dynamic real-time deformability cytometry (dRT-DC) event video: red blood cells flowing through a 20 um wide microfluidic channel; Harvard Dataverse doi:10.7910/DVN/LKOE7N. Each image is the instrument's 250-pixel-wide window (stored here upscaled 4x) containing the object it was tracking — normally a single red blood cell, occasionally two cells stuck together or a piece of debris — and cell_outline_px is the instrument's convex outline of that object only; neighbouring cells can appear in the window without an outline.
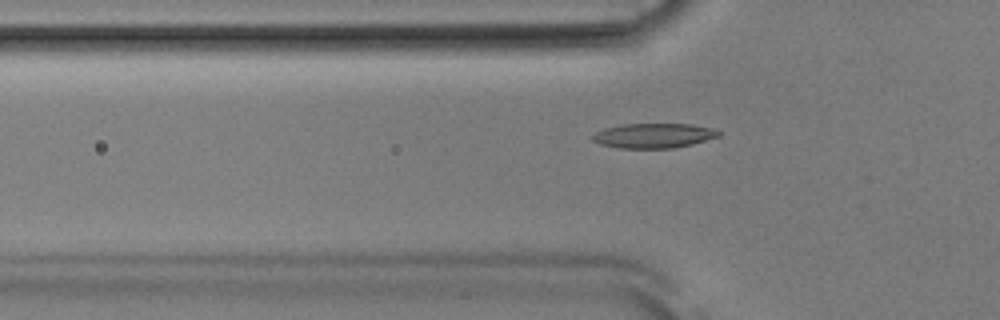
{"species": "Egyptian fruit bat (a non-hibernating species)", "species_latin": "Rousettus aegyptiacus", "temperature_condition": "room temperature", "stored_images_in_passage": 28, "camera_frame_rate_fps": 3000, "um_per_image_px": 0.085, "animal": {"sex": "male"}, "frame": {"image": 1, "passage_image": 17, "time_ms": 5.333, "image_size_px": [1000, 320], "cell_outline_px": [[720, 136], [692, 144], [672, 148], [620, 148], [600, 144], [592, 140], [592, 136], [596, 132], [604, 128], [620, 124], [692, 124], [712, 128], [720, 132]], "centroid_in_image_um": [55.55, 11.52], "position_along_channel_um": 70.3, "area_um2": 18.15}}
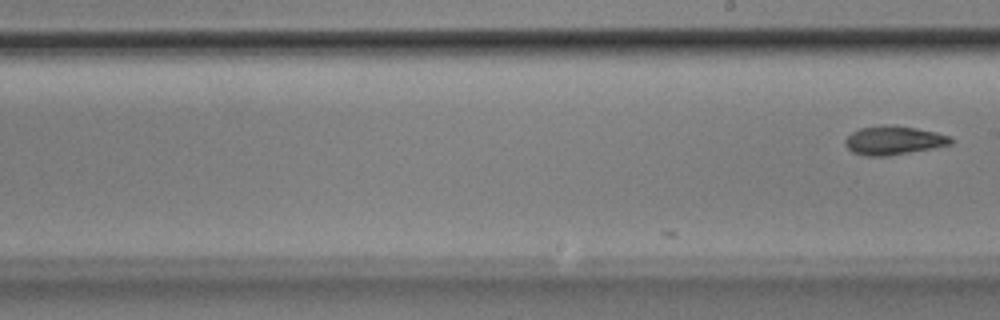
{"frame": {"image": 2, "passage_image": 28, "time_ms": 9.0, "image_size_px": [1000, 320], "cell_outline_px": [[952, 144], [932, 148], [888, 156], [864, 156], [852, 152], [844, 144], [844, 140], [852, 132], [860, 128], [880, 124], [916, 128], [936, 132], [952, 136]], "centroid_in_image_um": [75.94, 11.93], "position_along_channel_um": 213.1, "area_um2": 17.74}}